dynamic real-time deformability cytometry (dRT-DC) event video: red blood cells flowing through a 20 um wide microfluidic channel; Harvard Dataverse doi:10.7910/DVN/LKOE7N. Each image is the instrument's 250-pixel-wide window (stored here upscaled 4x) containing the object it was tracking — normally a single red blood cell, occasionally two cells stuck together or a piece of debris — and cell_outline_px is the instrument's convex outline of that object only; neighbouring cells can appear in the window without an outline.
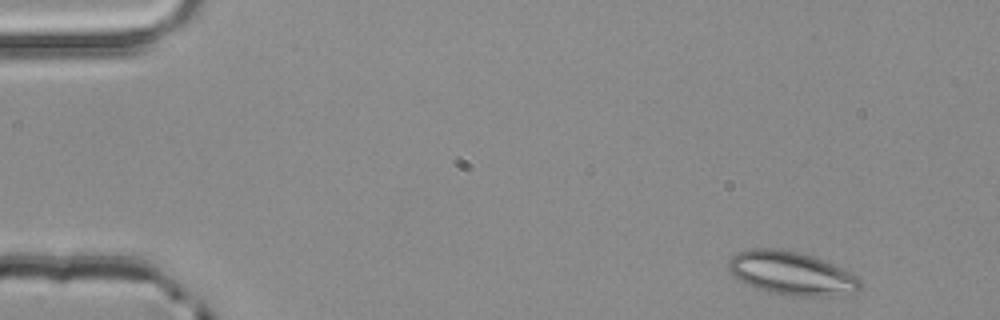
{"species": "common noctule bat (a hibernating species)", "species_latin": "Nyctalus noctula", "temperature_condition": "room temperature", "stored_images_in_passage": 2, "camera_frame_rate_fps": 3000, "um_per_image_px": 0.085, "animal": {"sex": "male", "body_mass_g": 20.4}, "frame": {"image": 1, "passage_image": 1, "time_ms": 0.0, "image_size_px": [1000, 320], "cell_outline_px": [[860, 288], [852, 292], [836, 296], [800, 296], [768, 292], [756, 288], [740, 280], [728, 268], [728, 260], [736, 252], [752, 248], [780, 248], [812, 256], [824, 260], [856, 276], [860, 280]], "centroid_in_image_um": [67.25, 23.22], "position_along_channel_um": 17.8, "area_um2": 32.95}}